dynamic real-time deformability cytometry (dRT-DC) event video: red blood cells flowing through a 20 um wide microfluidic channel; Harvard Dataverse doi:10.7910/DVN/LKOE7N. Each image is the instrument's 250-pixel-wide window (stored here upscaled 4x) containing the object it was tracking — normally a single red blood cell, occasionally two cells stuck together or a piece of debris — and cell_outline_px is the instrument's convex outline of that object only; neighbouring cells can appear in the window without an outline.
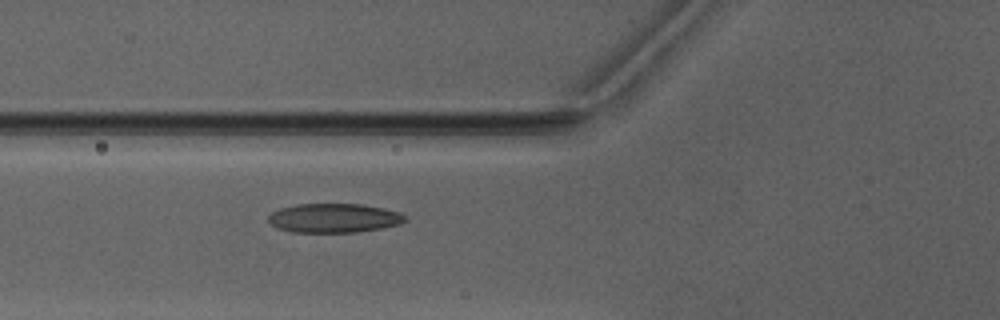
{"species": "Egyptian fruit bat (a non-hibernating species)", "species_latin": "Rousettus aegyptiacus", "temperature_condition": "warm", "stored_images_in_passage": 6, "camera_frame_rate_fps": 3000, "um_per_image_px": 0.085, "animal": {"sex": "male"}, "frame": {"image": 1, "passage_image": 6, "time_ms": 6.667, "image_size_px": [1000, 320], "cell_outline_px": [[408, 220], [400, 224], [384, 228], [356, 232], [292, 232], [276, 228], [268, 220], [268, 216], [272, 212], [280, 208], [296, 204], [364, 204], [384, 208], [400, 212]], "centroid_in_image_um": [28.41, 18.53], "position_along_channel_um": 97.4, "area_um2": 23.41}}